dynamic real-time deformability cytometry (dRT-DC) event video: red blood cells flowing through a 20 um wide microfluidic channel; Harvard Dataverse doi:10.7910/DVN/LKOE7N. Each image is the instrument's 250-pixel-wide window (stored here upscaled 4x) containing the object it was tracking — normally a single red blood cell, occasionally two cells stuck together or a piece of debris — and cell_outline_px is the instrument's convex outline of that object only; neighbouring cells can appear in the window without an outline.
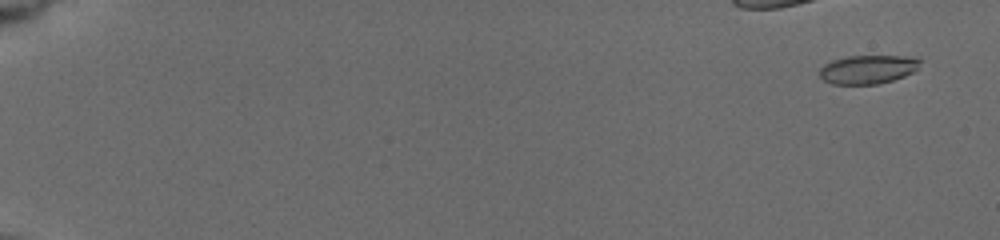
{"species": "common noctule bat (a hibernating species)", "species_latin": "Nyctalus noctula", "temperature_condition": "cold", "stored_images_in_passage": 8, "camera_frame_rate_fps": 3000, "um_per_image_px": 0.085, "animal": {"sex": "female", "body_mass_g": 19.5, "forearm_length_mm": 54.1}, "frame": {"image": 1, "passage_image": 2, "time_ms": 0.667, "image_size_px": [1000, 240], "cell_outline_px": [[920, 60], [916, 68], [912, 72], [904, 76], [892, 80], [876, 84], [832, 84], [824, 80], [820, 76], [820, 68], [824, 64], [832, 60], [848, 56], [904, 56]], "centroid_in_image_um": [73.71, 5.9], "position_along_channel_um": 11.3, "area_um2": 16.53}}